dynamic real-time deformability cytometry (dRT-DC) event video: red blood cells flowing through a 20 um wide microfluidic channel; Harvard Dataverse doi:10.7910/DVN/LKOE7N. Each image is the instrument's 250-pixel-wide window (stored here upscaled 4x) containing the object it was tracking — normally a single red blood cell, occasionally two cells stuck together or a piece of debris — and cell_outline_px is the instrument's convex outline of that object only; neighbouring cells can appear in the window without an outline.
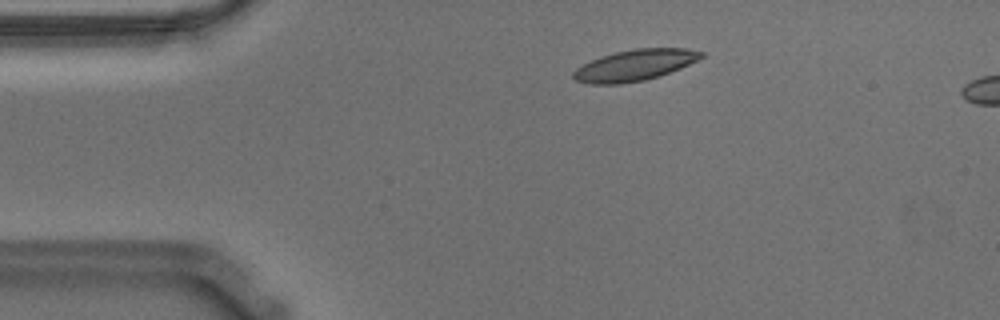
{"species": "Egyptian fruit bat (a non-hibernating species)", "species_latin": "Rousettus aegyptiacus", "temperature_condition": "warm", "stored_images_in_passage": 5, "camera_frame_rate_fps": 3000, "um_per_image_px": 0.085, "animal": {"sex": "male"}, "frame": {"image": 1, "passage_image": 1, "time_ms": 0.0, "image_size_px": [1000, 320], "cell_outline_px": [[704, 56], [680, 68], [660, 76], [644, 80], [620, 84], [588, 84], [576, 80], [572, 76], [572, 72], [580, 64], [600, 56], [612, 52], [636, 48], [688, 48], [704, 52]], "centroid_in_image_um": [53.9, 5.53], "position_along_channel_um": 31.1, "area_um2": 23.41}}